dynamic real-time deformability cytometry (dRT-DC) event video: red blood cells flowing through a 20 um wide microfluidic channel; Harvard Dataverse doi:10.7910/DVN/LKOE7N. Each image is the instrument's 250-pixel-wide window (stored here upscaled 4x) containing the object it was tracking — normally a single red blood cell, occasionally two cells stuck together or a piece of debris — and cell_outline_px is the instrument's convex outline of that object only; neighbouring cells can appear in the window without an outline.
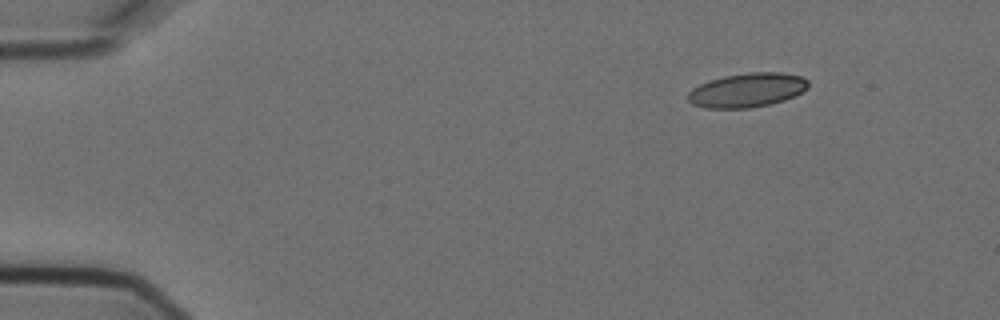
{"species": "Egyptian fruit bat (a non-hibernating species)", "species_latin": "Rousettus aegyptiacus", "temperature_condition": "cold", "stored_images_in_passage": 4, "camera_frame_rate_fps": 3000, "um_per_image_px": 0.085, "animal": {"sex": "female"}, "frame": {"image": 1, "passage_image": 1, "time_ms": 0.0, "image_size_px": [1000, 320], "cell_outline_px": [[808, 88], [784, 100], [768, 104], [748, 108], [704, 108], [692, 104], [688, 100], [688, 92], [692, 88], [708, 80], [724, 76], [748, 72], [780, 72], [800, 76], [808, 80]], "centroid_in_image_um": [63.47, 7.65], "position_along_channel_um": 21.5, "area_um2": 23.87}}
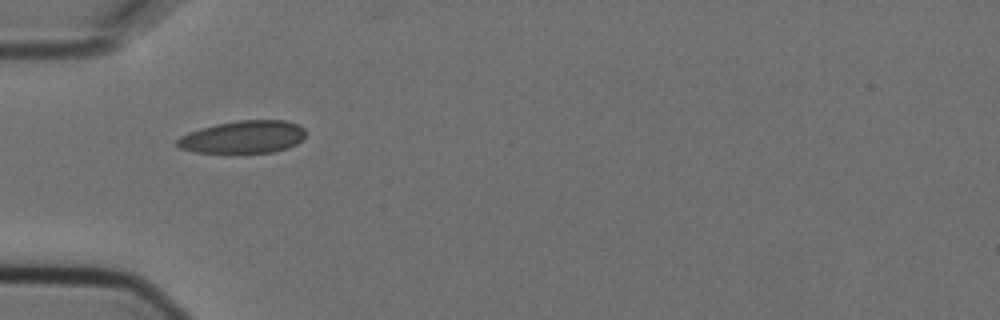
{"frame": {"image": 2, "passage_image": 4, "time_ms": 1.0, "image_size_px": [1000, 320], "cell_outline_px": [[304, 136], [296, 144], [288, 148], [272, 152], [240, 156], [228, 156], [192, 152], [180, 148], [176, 144], [176, 140], [180, 136], [188, 132], [200, 128], [216, 124], [236, 120], [284, 120], [296, 124], [304, 128]], "centroid_in_image_um": [20.59, 11.71], "position_along_channel_um": 64.4, "area_um2": 25.61}}